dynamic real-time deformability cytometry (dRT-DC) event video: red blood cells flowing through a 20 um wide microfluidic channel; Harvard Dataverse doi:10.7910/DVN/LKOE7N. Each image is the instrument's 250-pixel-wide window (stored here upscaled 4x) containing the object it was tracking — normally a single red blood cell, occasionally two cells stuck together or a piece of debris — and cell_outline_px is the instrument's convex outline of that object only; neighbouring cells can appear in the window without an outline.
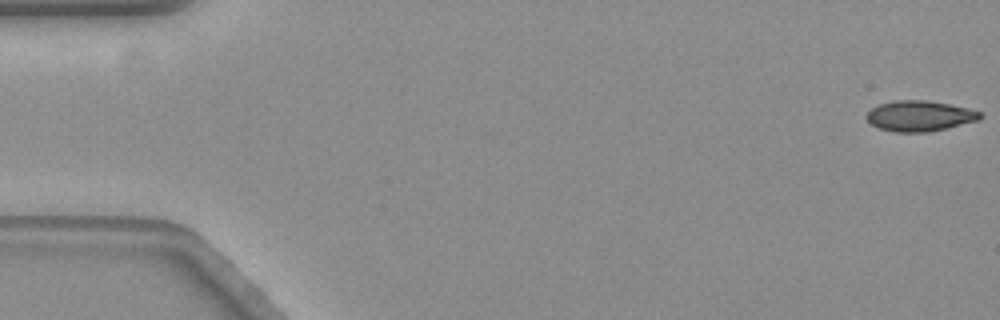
{"species": "common noctule bat (a hibernating species)", "species_latin": "Nyctalus noctula", "temperature_condition": "warm", "stored_images_in_passage": 59, "camera_frame_rate_fps": 3000, "um_per_image_px": 0.085, "animal": {"sex": "female", "body_mass_g": 19.3, "forearm_length_mm": 54.1}, "frame": {"image": 1, "passage_image": 1, "time_ms": 0.0, "image_size_px": [1000, 320], "cell_outline_px": [[984, 116], [980, 120], [928, 132], [896, 132], [880, 128], [872, 124], [864, 116], [872, 108], [880, 104], [896, 100], [924, 100], [948, 104], [968, 108], [980, 112]], "centroid_in_image_um": [78.18, 9.85], "position_along_channel_um": 6.8, "area_um2": 20.06}}
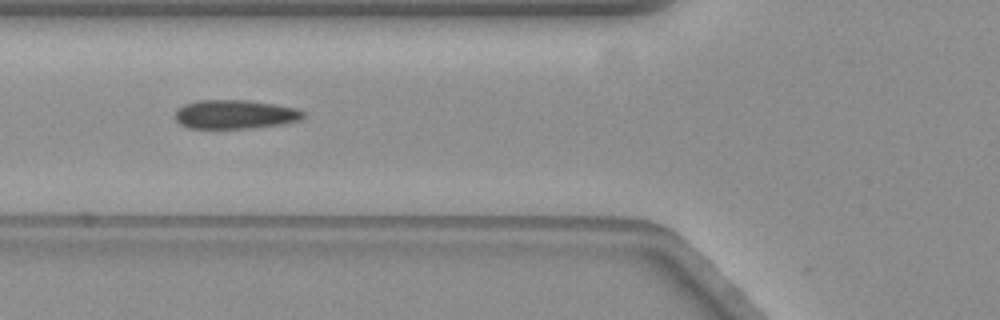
{"frame": {"image": 2, "passage_image": 22, "time_ms": 7.0, "image_size_px": [1000, 320], "cell_outline_px": [[304, 116], [300, 120], [280, 124], [252, 128], [188, 128], [180, 124], [176, 120], [176, 108], [184, 104], [196, 100], [248, 100], [296, 108], [304, 112]], "centroid_in_image_um": [19.94, 9.72], "position_along_channel_um": 105.9, "area_um2": 21.56}}
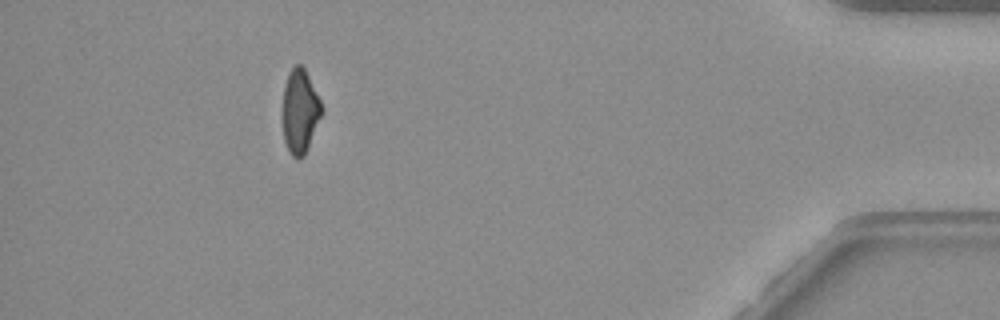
{"frame": {"image": 3, "passage_image": 53, "time_ms": 17.333, "image_size_px": [1000, 320], "cell_outline_px": [[320, 116], [304, 156], [296, 160], [288, 152], [284, 140], [284, 84], [288, 72], [296, 64], [300, 64], [304, 68], [320, 100]], "centroid_in_image_um": [25.47, 9.46], "position_along_channel_um": 409.7, "area_um2": 18.44}, "authors_computed_cell_mechanics": {"area_um2": 21.5016, "velocity_mm_per_s": 3.5282, "shape_relaxation_time_tau1_ms": 7.7841, "shape_relaxation_time_tau2_ms": 2.5562, "deformation_change_tau1": 0.1847, "deformation_change_tau2": 0.0577}}